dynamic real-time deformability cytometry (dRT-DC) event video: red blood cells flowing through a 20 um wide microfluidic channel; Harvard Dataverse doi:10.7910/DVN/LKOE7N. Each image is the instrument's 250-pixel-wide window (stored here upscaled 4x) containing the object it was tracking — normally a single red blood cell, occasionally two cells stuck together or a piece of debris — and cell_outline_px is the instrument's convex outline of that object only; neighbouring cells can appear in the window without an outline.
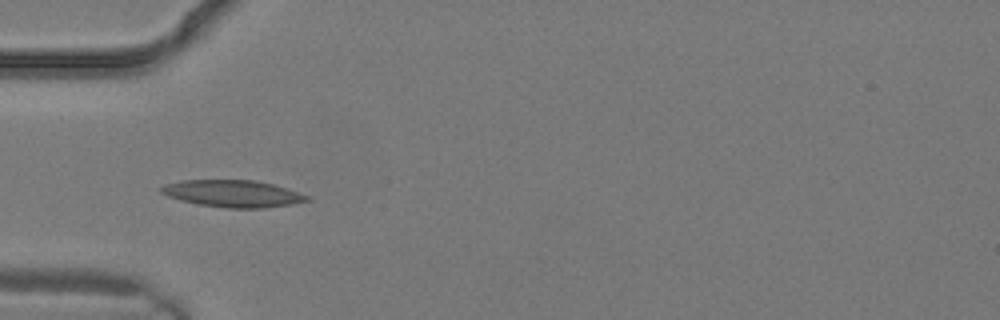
{"species": "common noctule bat (a hibernating species)", "species_latin": "Nyctalus noctula", "temperature_condition": "warm", "stored_images_in_passage": 1, "camera_frame_rate_fps": 3000, "um_per_image_px": 0.085, "animal": {"sex": "male", "body_mass_g": 19.2, "forearm_length_mm": 51.8}, "frame": {"image": 1, "passage_image": 1, "time_ms": 0.0, "image_size_px": [1000, 320], "cell_outline_px": [[312, 200], [292, 204], [264, 208], [228, 208], [196, 204], [180, 200], [168, 196], [160, 192], [160, 188], [164, 184], [184, 180], [256, 180], [288, 188], [308, 196]], "centroid_in_image_um": [19.8, 16.46], "position_along_channel_um": 65.2, "area_um2": 23.0}}